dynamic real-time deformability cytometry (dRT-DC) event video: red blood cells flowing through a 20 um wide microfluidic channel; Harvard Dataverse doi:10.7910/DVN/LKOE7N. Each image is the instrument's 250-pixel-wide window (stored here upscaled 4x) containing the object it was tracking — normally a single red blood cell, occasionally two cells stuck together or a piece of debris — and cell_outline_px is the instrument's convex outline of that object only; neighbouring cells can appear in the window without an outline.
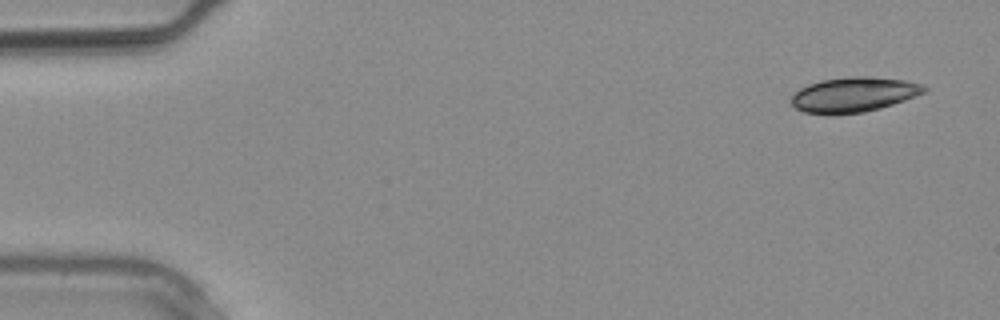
{"species": "common noctule bat (a hibernating species)", "species_latin": "Nyctalus noctula", "temperature_condition": "warm", "stored_images_in_passage": 4, "segment_of_instrument_passage": [1, 2], "camera_frame_rate_fps": 3000, "um_per_image_px": 0.085, "animal": {"sex": "male", "body_mass_g": 20.4}, "frame": {"image": 1, "passage_image": 1, "time_ms": 0.0, "image_size_px": [1000, 320], "cell_outline_px": [[928, 88], [924, 92], [904, 100], [880, 108], [864, 112], [832, 116], [828, 116], [804, 112], [796, 108], [792, 104], [792, 96], [800, 88], [808, 84], [820, 80], [852, 76], [872, 76], [904, 80], [920, 84]], "centroid_in_image_um": [72.52, 8.06], "position_along_channel_um": 12.5, "area_um2": 27.22}}
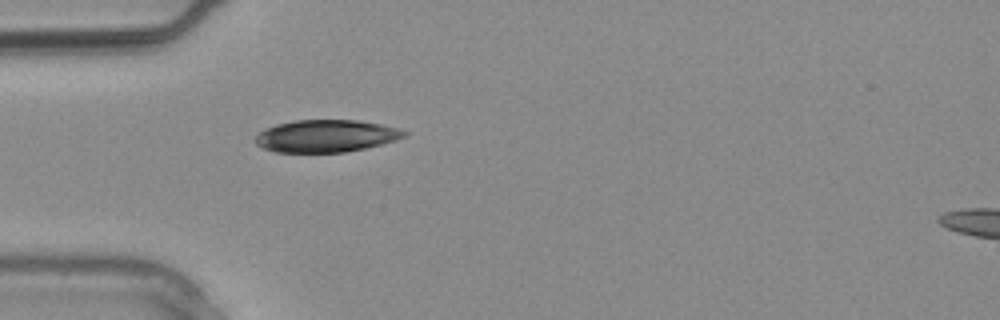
{"frame": {"image": 2, "passage_image": 3, "time_ms": 0.667, "image_size_px": [1000, 320], "cell_outline_px": [[408, 132], [404, 136], [396, 140], [364, 148], [344, 152], [276, 152], [264, 148], [256, 144], [256, 136], [260, 132], [276, 124], [296, 120], [356, 120], [380, 124], [396, 128]], "centroid_in_image_um": [27.7, 11.56], "position_along_channel_um": 57.3, "area_um2": 27.63}}